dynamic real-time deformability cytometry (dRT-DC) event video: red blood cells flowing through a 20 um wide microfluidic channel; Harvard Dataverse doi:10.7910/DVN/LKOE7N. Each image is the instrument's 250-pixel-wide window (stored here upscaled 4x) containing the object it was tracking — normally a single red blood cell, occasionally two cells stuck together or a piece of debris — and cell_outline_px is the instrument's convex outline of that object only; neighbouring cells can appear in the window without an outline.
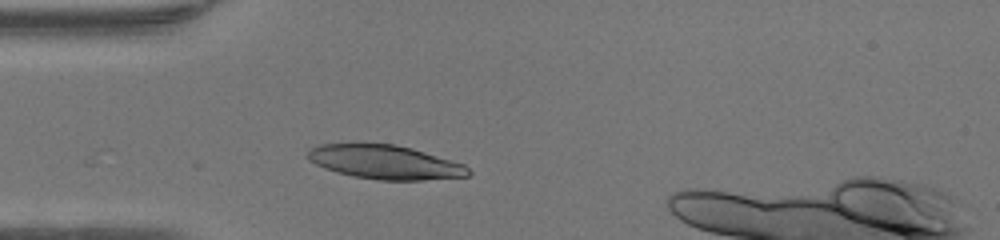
{"species": "human", "species_latin": "Homo sapiens", "temperature_condition": "warm", "stored_images_in_passage": 12, "camera_frame_rate_fps": 3000, "um_per_image_px": 0.085, "donor": {"sex": "female"}, "frame": {"image": 1, "passage_image": 2, "time_ms": 0.333, "image_size_px": [1000, 240], "cell_outline_px": [[472, 172], [468, 176], [424, 180], [380, 180], [352, 176], [336, 172], [324, 168], [308, 160], [308, 148], [320, 144], [360, 140], [396, 144], [412, 148], [464, 164]], "centroid_in_image_um": [32.64, 13.73], "position_along_channel_um": 52.4, "area_um2": 32.83}}
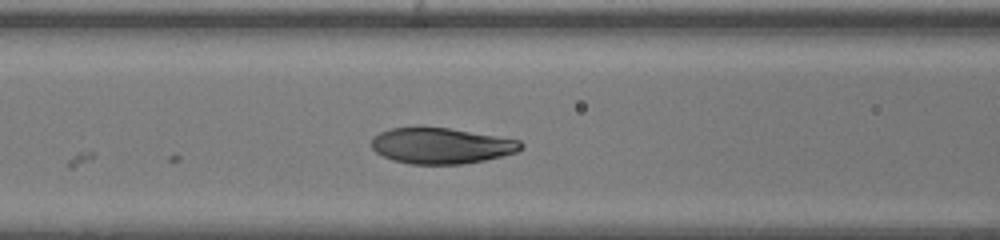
{"frame": {"image": 2, "passage_image": 8, "time_ms": 2.333, "image_size_px": [1000, 240], "cell_outline_px": [[524, 148], [516, 152], [484, 160], [464, 164], [408, 164], [392, 160], [376, 152], [372, 148], [372, 136], [380, 132], [392, 128], [420, 124], [448, 128], [520, 140], [524, 144]], "centroid_in_image_um": [37.46, 12.36], "position_along_channel_um": 129.1, "area_um2": 31.79}}
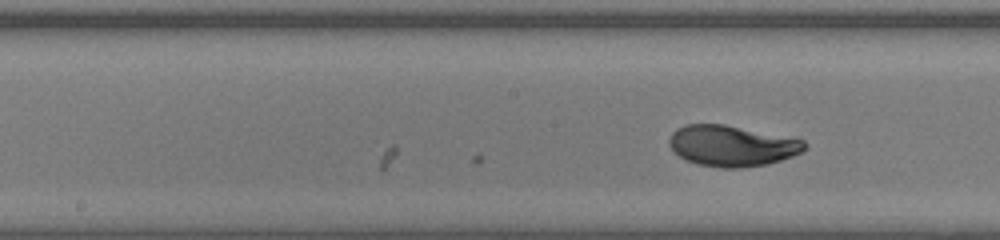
{"frame": {"image": 3, "passage_image": 12, "time_ms": 3.667, "image_size_px": [1000, 240], "cell_outline_px": [[808, 144], [804, 152], [768, 164], [740, 168], [720, 168], [696, 164], [672, 152], [668, 144], [668, 140], [672, 132], [676, 128], [684, 124], [724, 124], [804, 140]], "centroid_in_image_um": [62.18, 12.4], "position_along_channel_um": 186.0, "area_um2": 32.48}}